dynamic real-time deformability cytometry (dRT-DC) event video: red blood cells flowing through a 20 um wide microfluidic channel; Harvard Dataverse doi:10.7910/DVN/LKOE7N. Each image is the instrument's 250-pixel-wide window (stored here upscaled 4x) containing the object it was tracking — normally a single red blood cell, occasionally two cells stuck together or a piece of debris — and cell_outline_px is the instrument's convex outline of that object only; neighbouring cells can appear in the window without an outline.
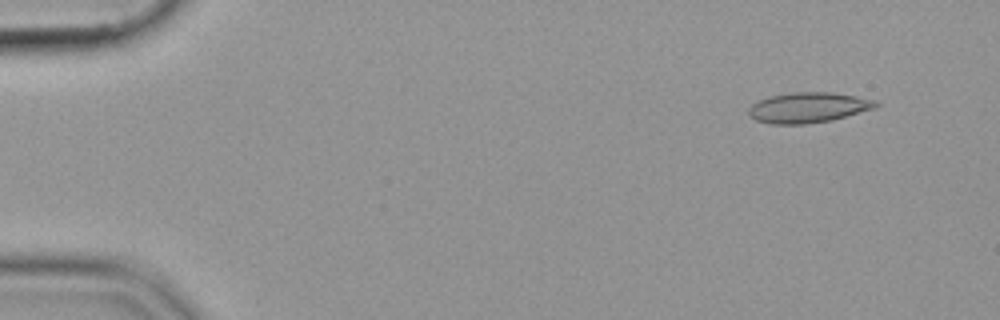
{"species": "common noctule bat (a hibernating species)", "species_latin": "Nyctalus noctula", "temperature_condition": "cold", "stored_images_in_passage": 56, "camera_frame_rate_fps": 3000, "um_per_image_px": 0.085, "animal": {"sex": "female", "body_mass_g": 19.9}, "frame": {"image": 1, "passage_image": 5, "time_ms": 1.333, "image_size_px": [1000, 320], "cell_outline_px": [[880, 104], [876, 108], [832, 120], [804, 124], [768, 124], [756, 120], [748, 112], [748, 108], [752, 104], [760, 100], [772, 96], [792, 92], [832, 92], [856, 96], [876, 100]], "centroid_in_image_um": [68.73, 9.14], "position_along_channel_um": 16.3, "area_um2": 22.48}}
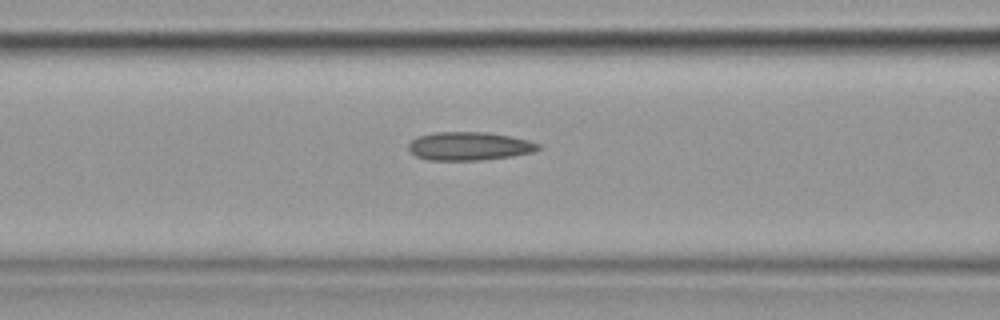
{"frame": {"image": 2, "passage_image": 23, "time_ms": 7.333, "image_size_px": [1000, 320], "cell_outline_px": [[540, 148], [532, 152], [512, 156], [480, 160], [428, 160], [416, 156], [408, 148], [408, 144], [412, 140], [420, 136], [436, 132], [488, 132], [512, 136], [528, 140], [540, 144]], "centroid_in_image_um": [39.9, 12.42], "position_along_channel_um": 126.7, "area_um2": 21.39}}
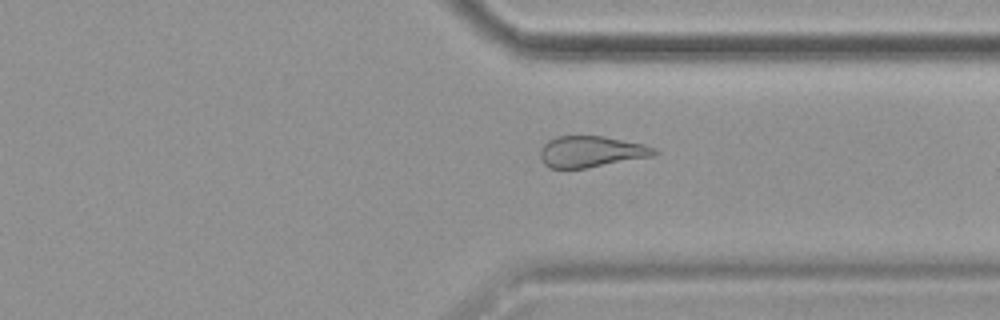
{"frame": {"image": 3, "passage_image": 42, "time_ms": 13.667, "image_size_px": [1000, 320], "cell_outline_px": [[660, 152], [652, 156], [588, 168], [548, 168], [544, 164], [540, 156], [540, 148], [548, 140], [556, 136], [604, 136], [644, 144], [656, 148]], "centroid_in_image_um": [50.25, 12.89], "position_along_channel_um": 361.2, "area_um2": 20.87}}